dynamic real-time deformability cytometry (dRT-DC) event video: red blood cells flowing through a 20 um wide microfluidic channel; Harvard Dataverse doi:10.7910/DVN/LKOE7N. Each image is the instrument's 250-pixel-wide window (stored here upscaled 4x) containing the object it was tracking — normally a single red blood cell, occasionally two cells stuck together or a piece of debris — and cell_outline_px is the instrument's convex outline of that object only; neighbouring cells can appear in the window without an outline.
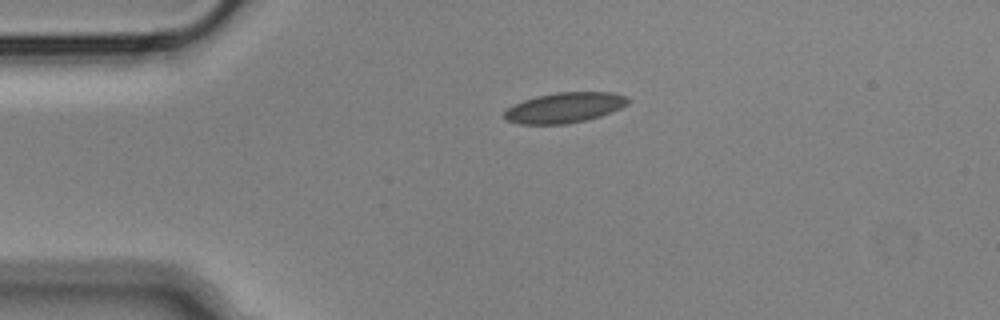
{"species": "Egyptian fruit bat (a non-hibernating species)", "species_latin": "Rousettus aegyptiacus", "temperature_condition": "cold", "stored_images_in_passage": 44, "camera_frame_rate_fps": 3000, "um_per_image_px": 0.085, "animal": {"sex": "male"}, "frame": {"image": 1, "passage_image": 1, "time_ms": 0.0, "image_size_px": [1000, 320], "cell_outline_px": [[632, 100], [628, 104], [612, 112], [600, 116], [584, 120], [564, 124], [520, 124], [508, 120], [504, 116], [504, 112], [508, 108], [524, 100], [536, 96], [556, 92], [612, 92], [624, 96]], "centroid_in_image_um": [48.02, 9.14], "position_along_channel_um": 37.0, "area_um2": 21.68}}
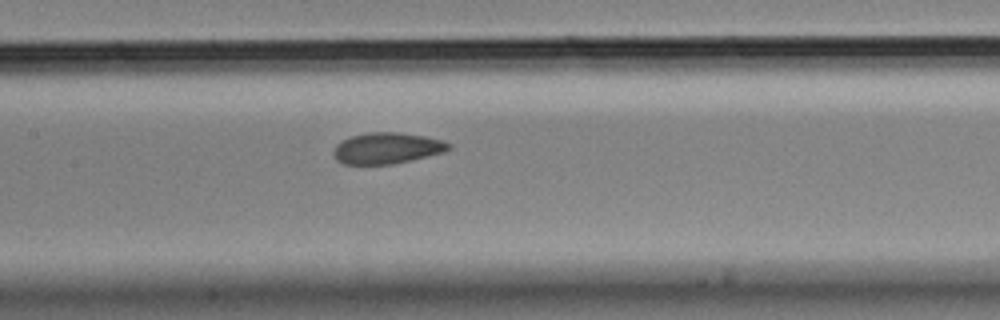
{"frame": {"image": 2, "passage_image": 15, "time_ms": 4.667, "image_size_px": [1000, 320], "cell_outline_px": [[452, 148], [444, 152], [412, 160], [392, 164], [344, 164], [336, 160], [332, 152], [336, 144], [352, 136], [368, 132], [396, 132], [424, 136], [444, 140], [452, 144]], "centroid_in_image_um": [32.92, 12.6], "position_along_channel_um": 174.5, "area_um2": 20.98}}
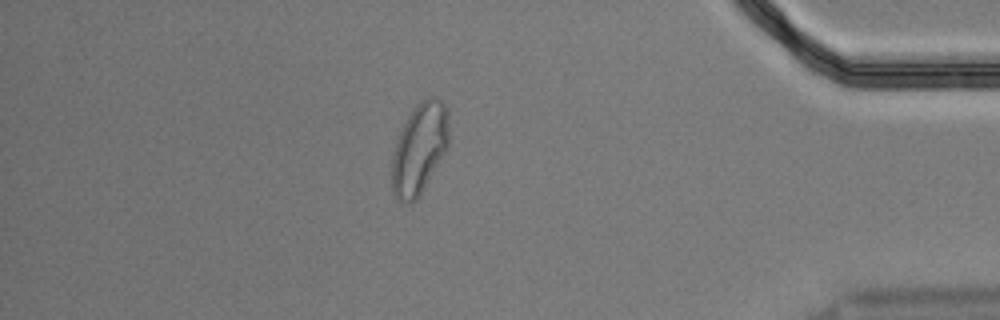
{"frame": {"image": 3, "passage_image": 37, "time_ms": 12.0, "image_size_px": [1000, 320], "cell_outline_px": [[448, 148], [420, 196], [412, 204], [400, 204], [396, 200], [392, 192], [392, 156], [396, 140], [412, 108], [420, 100], [428, 96], [436, 96], [448, 108]], "centroid_in_image_um": [35.65, 12.66], "position_along_channel_um": 399.6, "area_um2": 30.87}, "authors_computed_cell_mechanics": {"area_um2": 21.7328, "velocity_mm_per_s": 3.5891, "shape_relaxation_time_tau1_ms": 9.7234, "shape_relaxation_time_tau2_ms": 1.8816, "deformation_change_tau1": 0.1662, "deformation_change_tau2": 0.0611}}